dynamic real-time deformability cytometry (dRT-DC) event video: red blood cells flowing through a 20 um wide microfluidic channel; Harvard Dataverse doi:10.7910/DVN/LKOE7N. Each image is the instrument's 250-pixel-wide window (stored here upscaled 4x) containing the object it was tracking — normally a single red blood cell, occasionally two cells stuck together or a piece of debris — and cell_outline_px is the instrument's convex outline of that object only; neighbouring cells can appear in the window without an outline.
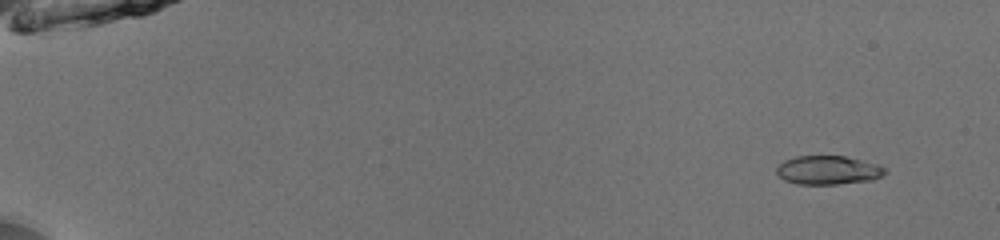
{"species": "common noctule bat (a hibernating species)", "species_latin": "Nyctalus noctula", "temperature_condition": "room temperature", "stored_images_in_passage": 53, "camera_frame_rate_fps": 3000, "um_per_image_px": 0.085, "animal": {"sex": "male", "body_mass_g": 13.0, "forearm_length_mm": 53.1}, "frame": {"image": 1, "passage_image": 5, "time_ms": 1.333, "image_size_px": [1000, 240], "cell_outline_px": [[888, 172], [884, 176], [872, 180], [836, 184], [796, 184], [784, 180], [776, 176], [776, 168], [784, 160], [796, 156], [844, 156], [880, 164]], "centroid_in_image_um": [70.39, 14.46], "position_along_channel_um": 14.6, "area_um2": 18.44}}
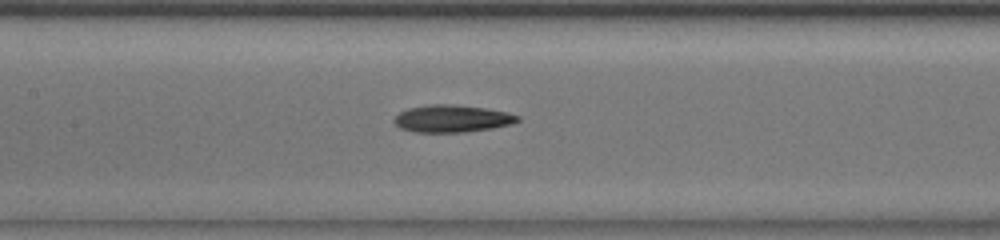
{"frame": {"image": 2, "passage_image": 28, "time_ms": 9.0, "image_size_px": [1000, 240], "cell_outline_px": [[520, 120], [512, 124], [492, 128], [464, 132], [412, 132], [400, 128], [392, 120], [400, 112], [408, 108], [432, 104], [452, 104], [484, 108], [508, 112], [520, 116]], "centroid_in_image_um": [38.43, 10.08], "position_along_channel_um": 169.0, "area_um2": 19.65}}
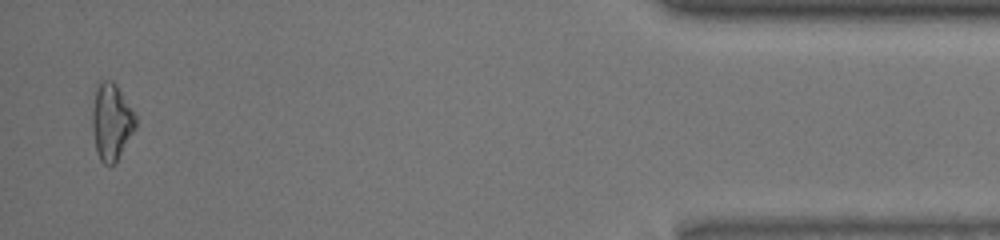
{"frame": {"image": 3, "passage_image": 52, "time_ms": 17.0, "image_size_px": [1000, 240], "cell_outline_px": [[136, 128], [116, 164], [104, 164], [100, 160], [96, 152], [92, 128], [92, 108], [96, 84], [100, 80], [112, 80], [116, 84], [136, 116]], "centroid_in_image_um": [9.46, 10.36], "position_along_channel_um": 425.7, "area_um2": 19.65}, "authors_computed_cell_mechanics": {"area_um2": 18.9006, "velocity_mm_per_s": 3.9917, "shape_relaxation_time_tau1_ms": 5.3985, "shape_relaxation_time_tau2_ms": null, "deformation_change_tau1": 0.1417, "deformation_change_tau2": null}}